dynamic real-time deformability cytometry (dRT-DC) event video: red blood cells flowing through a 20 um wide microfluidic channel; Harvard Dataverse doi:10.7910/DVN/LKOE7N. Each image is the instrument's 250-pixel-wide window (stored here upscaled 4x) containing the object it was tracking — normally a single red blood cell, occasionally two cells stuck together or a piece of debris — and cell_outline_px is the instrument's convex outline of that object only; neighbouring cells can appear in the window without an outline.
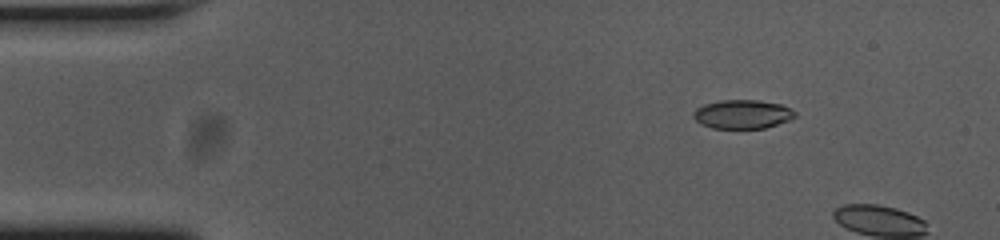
{"species": "common noctule bat (a hibernating species)", "species_latin": "Nyctalus noctula", "temperature_condition": "cold", "stored_images_in_passage": 7, "camera_frame_rate_fps": 3000, "um_per_image_px": 0.085, "animal": {"sex": "female", "body_mass_g": 23.0, "forearm_length_mm": 53.4}, "frame": {"image": 1, "passage_image": 4, "time_ms": 1.0, "image_size_px": [1000, 240], "cell_outline_px": [[796, 116], [788, 120], [764, 128], [712, 128], [700, 124], [692, 116], [696, 108], [704, 104], [720, 100], [756, 100], [780, 104], [796, 112]], "centroid_in_image_um": [63.07, 9.71], "position_along_channel_um": 21.9, "area_um2": 16.94}}